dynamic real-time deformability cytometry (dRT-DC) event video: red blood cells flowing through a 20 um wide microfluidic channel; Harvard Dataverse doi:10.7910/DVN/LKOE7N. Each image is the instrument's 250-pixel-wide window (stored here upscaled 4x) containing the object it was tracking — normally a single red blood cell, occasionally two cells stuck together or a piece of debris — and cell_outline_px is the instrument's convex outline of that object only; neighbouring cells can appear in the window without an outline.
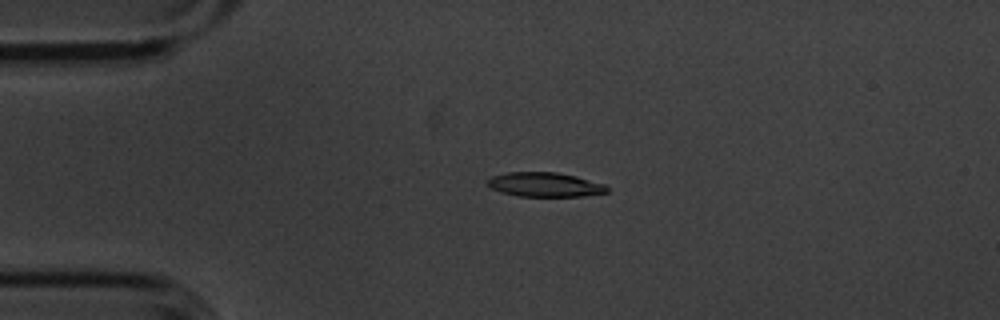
{"species": "common noctule bat (a hibernating species)", "species_latin": "Nyctalus noctula", "temperature_condition": "cold", "stored_images_in_passage": 5, "camera_frame_rate_fps": 3000, "um_per_image_px": 0.085, "animal": {"sex": "male", "body_mass_g": 20.1, "forearm_length_mm": 53.5}, "frame": {"image": 1, "passage_image": 3, "time_ms": 0.667, "image_size_px": [1000, 320], "cell_outline_px": [[608, 192], [580, 196], [520, 196], [500, 192], [492, 188], [488, 184], [488, 180], [492, 176], [508, 172], [556, 172], [576, 176], [604, 184], [608, 188]], "centroid_in_image_um": [46.31, 15.69], "position_along_channel_um": 38.7, "area_um2": 16.76}}
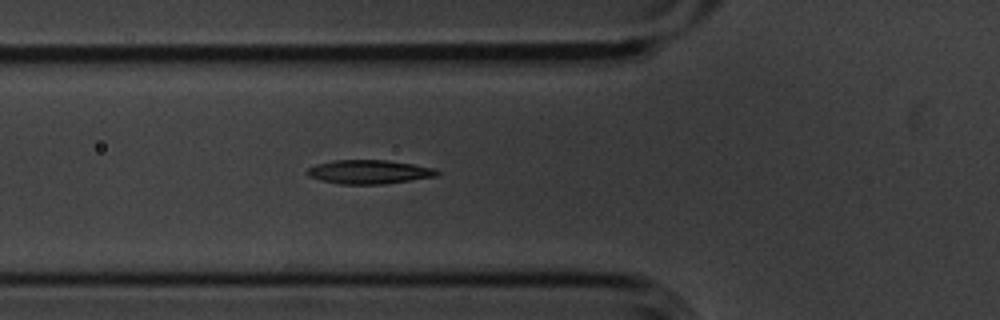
{"frame": {"image": 2, "passage_image": 5, "time_ms": 1.333, "image_size_px": [1000, 320], "cell_outline_px": [[440, 172], [436, 176], [384, 184], [340, 184], [320, 180], [308, 176], [304, 172], [308, 168], [316, 164], [332, 160], [388, 160], [436, 168]], "centroid_in_image_um": [31.34, 14.6], "position_along_channel_um": 94.5, "area_um2": 18.15}}